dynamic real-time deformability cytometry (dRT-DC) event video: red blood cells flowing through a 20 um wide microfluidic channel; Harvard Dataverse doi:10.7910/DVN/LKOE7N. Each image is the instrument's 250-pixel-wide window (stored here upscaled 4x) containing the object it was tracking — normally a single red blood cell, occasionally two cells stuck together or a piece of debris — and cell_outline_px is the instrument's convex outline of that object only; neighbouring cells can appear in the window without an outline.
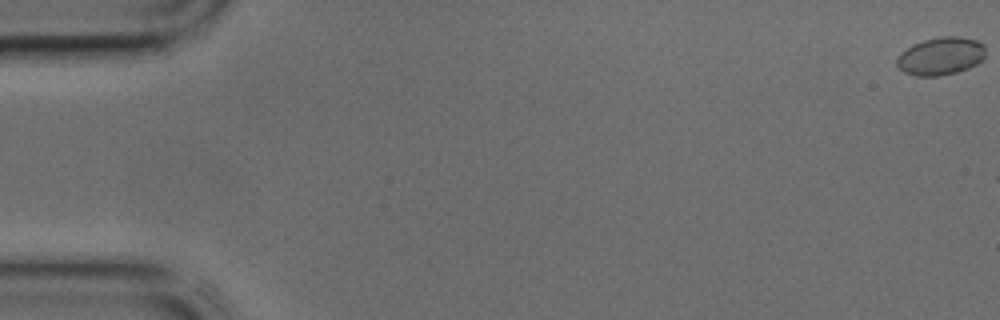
{"species": "common noctule bat (a hibernating species)", "species_latin": "Nyctalus noctula", "temperature_condition": "cold", "stored_images_in_passage": 6, "camera_frame_rate_fps": 3000, "um_per_image_px": 0.085, "animal": {"sex": "male", "body_mass_g": 17.9, "forearm_length_mm": 54.2}, "frame": {"image": 1, "passage_image": 1, "time_ms": 0.0, "image_size_px": [1000, 320], "cell_outline_px": [[984, 56], [976, 64], [968, 68], [956, 72], [940, 76], [916, 76], [904, 72], [896, 64], [896, 60], [912, 44], [924, 40], [940, 36], [960, 36], [976, 40], [984, 44]], "centroid_in_image_um": [79.97, 4.76], "position_along_channel_um": 5.0, "area_um2": 19.36}}